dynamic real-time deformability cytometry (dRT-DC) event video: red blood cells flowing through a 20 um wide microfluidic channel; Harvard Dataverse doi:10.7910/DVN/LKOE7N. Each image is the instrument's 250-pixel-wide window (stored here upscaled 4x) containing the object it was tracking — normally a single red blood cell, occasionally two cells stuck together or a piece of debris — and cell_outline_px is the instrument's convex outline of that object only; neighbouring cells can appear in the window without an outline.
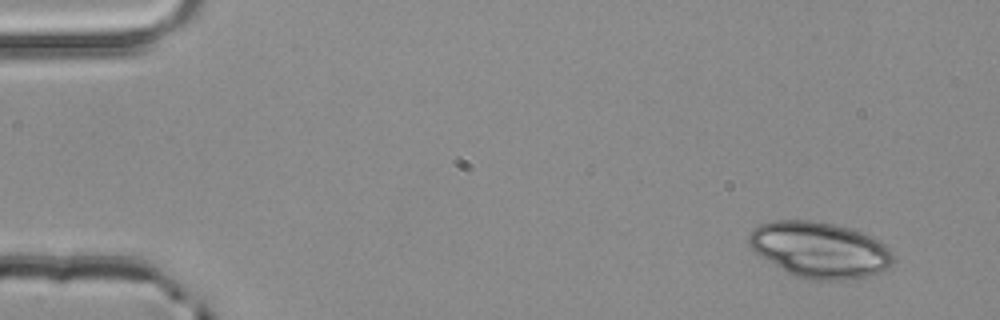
{"species": "common noctule bat (a hibernating species)", "species_latin": "Nyctalus noctula", "temperature_condition": "room temperature", "stored_images_in_passage": 4, "camera_frame_rate_fps": 3000, "um_per_image_px": 0.085, "animal": {"sex": "male", "body_mass_g": 20.4}, "frame": {"image": 1, "passage_image": 1, "time_ms": 0.0, "image_size_px": [1000, 320], "cell_outline_px": [[892, 260], [880, 272], [868, 276], [840, 280], [812, 280], [788, 272], [760, 256], [748, 244], [748, 236], [752, 228], [760, 224], [772, 220], [812, 220], [836, 224], [852, 228], [876, 240], [888, 248], [892, 252]], "centroid_in_image_um": [69.62, 21.21], "position_along_channel_um": 15.4, "area_um2": 46.47}}